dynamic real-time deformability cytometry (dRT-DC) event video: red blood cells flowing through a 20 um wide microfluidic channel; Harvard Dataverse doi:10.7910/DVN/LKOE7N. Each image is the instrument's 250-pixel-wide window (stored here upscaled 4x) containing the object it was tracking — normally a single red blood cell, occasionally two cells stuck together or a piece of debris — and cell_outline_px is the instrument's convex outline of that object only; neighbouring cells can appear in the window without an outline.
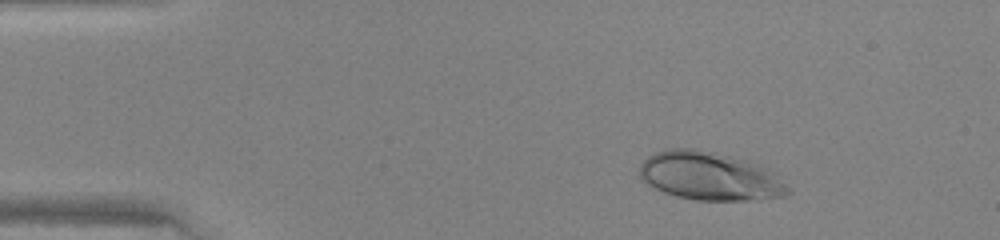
{"species": "human", "species_latin": "Homo sapiens", "temperature_condition": "warm", "stored_images_in_passage": 41, "camera_frame_rate_fps": 3000, "um_per_image_px": 0.085, "donor": {"sex": "female"}, "frame": {"image": 1, "passage_image": 1, "time_ms": 0.0, "image_size_px": [1000, 240], "cell_outline_px": [[792, 192], [784, 196], [760, 200], [696, 200], [676, 196], [664, 192], [648, 184], [640, 176], [640, 164], [648, 156], [664, 148], [696, 148], [716, 152], [748, 160], [760, 164], [776, 172]], "centroid_in_image_um": [60.39, 14.96], "position_along_channel_um": 24.6, "area_um2": 42.31}}
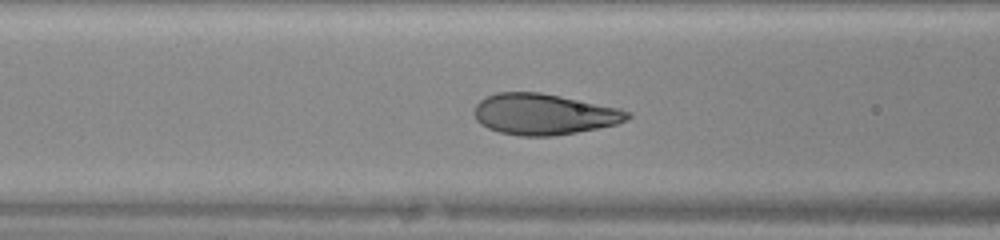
{"frame": {"image": 2, "passage_image": 13, "time_ms": 4.0, "image_size_px": [1000, 240], "cell_outline_px": [[632, 116], [628, 120], [616, 124], [576, 132], [552, 136], [520, 136], [500, 132], [488, 128], [480, 124], [476, 120], [472, 112], [476, 104], [484, 96], [496, 92], [540, 92], [620, 108], [632, 112]], "centroid_in_image_um": [46.21, 9.7], "position_along_channel_um": 120.4, "area_um2": 36.82}}
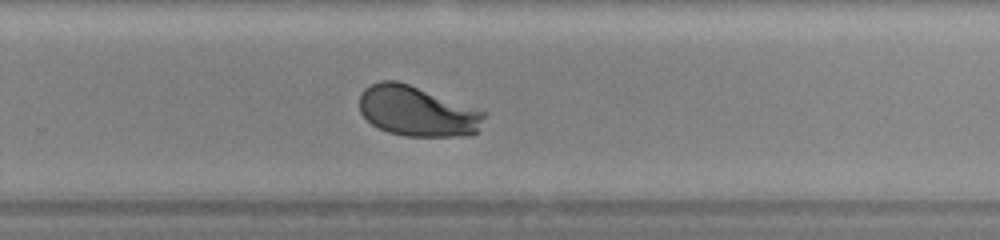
{"frame": {"image": 3, "passage_image": 25, "time_ms": 8.0, "image_size_px": [1000, 240], "cell_outline_px": [[484, 116], [476, 132], [460, 136], [404, 136], [388, 132], [372, 124], [360, 112], [360, 96], [364, 88], [380, 80], [396, 80], [408, 84], [484, 112]], "centroid_in_image_um": [35.39, 9.46], "position_along_channel_um": 294.4, "area_um2": 35.66}}